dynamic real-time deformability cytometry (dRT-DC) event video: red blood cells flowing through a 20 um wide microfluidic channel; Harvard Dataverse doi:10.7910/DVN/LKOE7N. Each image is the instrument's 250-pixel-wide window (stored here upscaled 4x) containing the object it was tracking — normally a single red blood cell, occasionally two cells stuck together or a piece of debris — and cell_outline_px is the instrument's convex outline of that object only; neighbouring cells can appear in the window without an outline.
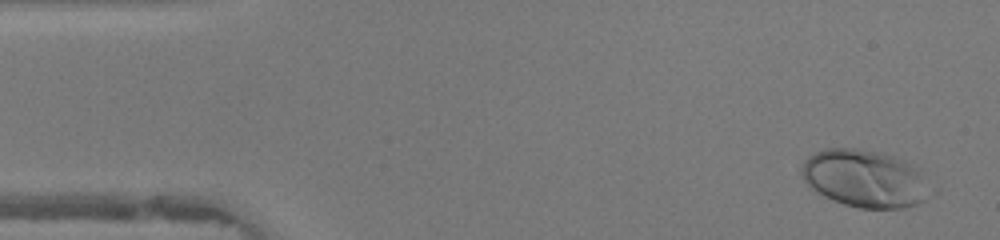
{"species": "human", "species_latin": "Homo sapiens", "temperature_condition": "warm", "stored_images_in_passage": 47, "camera_frame_rate_fps": 3000, "um_per_image_px": 0.085, "donor": {"sex": "female"}, "frame": {"image": 1, "passage_image": 3, "time_ms": 0.667, "image_size_px": [1000, 240], "cell_outline_px": [[928, 196], [924, 200], [916, 204], [904, 208], [860, 208], [844, 204], [832, 200], [816, 192], [804, 180], [800, 172], [804, 160], [808, 156], [824, 148], [856, 148], [880, 152], [904, 160], [920, 168]], "centroid_in_image_um": [73.46, 15.16], "position_along_channel_um": 11.5, "area_um2": 42.89}}
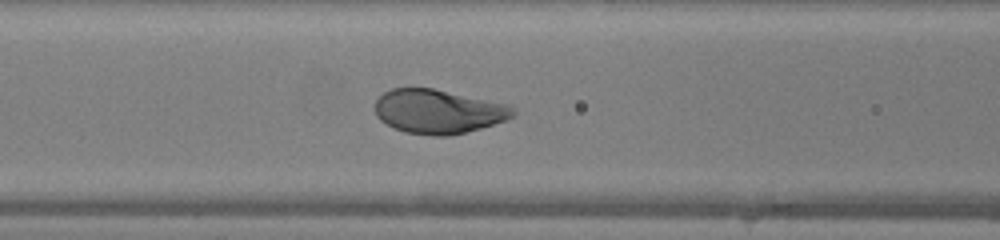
{"frame": {"image": 2, "passage_image": 19, "time_ms": 6.0, "image_size_px": [1000, 240], "cell_outline_px": [[516, 112], [508, 120], [480, 128], [448, 136], [432, 136], [404, 132], [392, 128], [380, 120], [376, 116], [376, 100], [384, 92], [392, 88], [432, 88], [512, 104], [516, 108]], "centroid_in_image_um": [37.29, 9.47], "position_along_channel_um": 129.3, "area_um2": 35.84}}
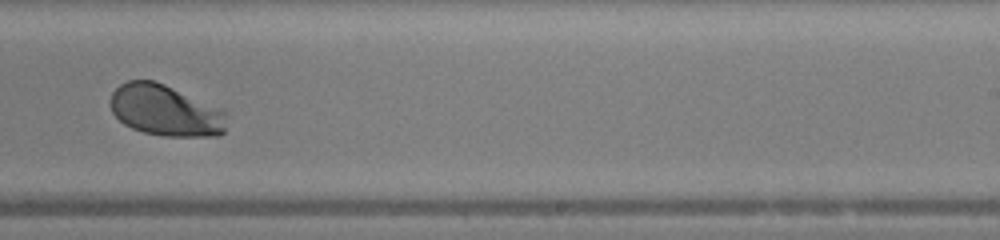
{"frame": {"image": 3, "passage_image": 29, "time_ms": 9.333, "image_size_px": [1000, 240], "cell_outline_px": [[228, 112], [224, 132], [220, 136], [164, 136], [144, 132], [132, 128], [124, 124], [112, 112], [108, 104], [108, 100], [112, 92], [120, 84], [128, 80], [156, 80], [224, 108]], "centroid_in_image_um": [14.09, 9.37], "position_along_channel_um": 274.9, "area_um2": 35.55}, "authors_computed_cell_mechanics": {"area_um2": 36.3562, "velocity_mm_per_s": 4.379, "shape_relaxation_time_tau1_ms": 1.7626, "shape_relaxation_time_tau2_ms": null, "deformation_change_tau1": 0.1553, "deformation_change_tau2": null}}